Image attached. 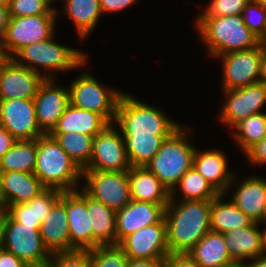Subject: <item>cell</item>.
<instances>
[{"label":"cell","mask_w":266,"mask_h":267,"mask_svg":"<svg viewBox=\"0 0 266 267\" xmlns=\"http://www.w3.org/2000/svg\"><path fill=\"white\" fill-rule=\"evenodd\" d=\"M174 197L164 215L169 253H189L211 230L212 200L177 201Z\"/></svg>","instance_id":"obj_1"},{"label":"cell","mask_w":266,"mask_h":267,"mask_svg":"<svg viewBox=\"0 0 266 267\" xmlns=\"http://www.w3.org/2000/svg\"><path fill=\"white\" fill-rule=\"evenodd\" d=\"M198 32L208 53L216 57L258 47L260 40L243 21L242 14L220 17H198Z\"/></svg>","instance_id":"obj_2"},{"label":"cell","mask_w":266,"mask_h":267,"mask_svg":"<svg viewBox=\"0 0 266 267\" xmlns=\"http://www.w3.org/2000/svg\"><path fill=\"white\" fill-rule=\"evenodd\" d=\"M34 174L47 189L74 191L82 170L50 134L37 138Z\"/></svg>","instance_id":"obj_3"},{"label":"cell","mask_w":266,"mask_h":267,"mask_svg":"<svg viewBox=\"0 0 266 267\" xmlns=\"http://www.w3.org/2000/svg\"><path fill=\"white\" fill-rule=\"evenodd\" d=\"M188 133L180 126L164 140L156 155L145 165L162 182L171 196L176 194L181 177L193 165L196 148L189 144Z\"/></svg>","instance_id":"obj_4"},{"label":"cell","mask_w":266,"mask_h":267,"mask_svg":"<svg viewBox=\"0 0 266 267\" xmlns=\"http://www.w3.org/2000/svg\"><path fill=\"white\" fill-rule=\"evenodd\" d=\"M116 123L122 135L152 136L171 135L180 124L171 121L158 108L123 93L120 97Z\"/></svg>","instance_id":"obj_5"},{"label":"cell","mask_w":266,"mask_h":267,"mask_svg":"<svg viewBox=\"0 0 266 267\" xmlns=\"http://www.w3.org/2000/svg\"><path fill=\"white\" fill-rule=\"evenodd\" d=\"M13 59L18 64L39 74H41L37 71L39 67L49 70L48 72L68 71L87 64L88 60L80 50L54 42L53 36L48 40L25 46Z\"/></svg>","instance_id":"obj_6"},{"label":"cell","mask_w":266,"mask_h":267,"mask_svg":"<svg viewBox=\"0 0 266 267\" xmlns=\"http://www.w3.org/2000/svg\"><path fill=\"white\" fill-rule=\"evenodd\" d=\"M3 249L13 253L28 266L45 267L51 253L45 247L40 226L16 222L7 212L1 216Z\"/></svg>","instance_id":"obj_7"},{"label":"cell","mask_w":266,"mask_h":267,"mask_svg":"<svg viewBox=\"0 0 266 267\" xmlns=\"http://www.w3.org/2000/svg\"><path fill=\"white\" fill-rule=\"evenodd\" d=\"M68 88L71 105L95 112L109 124L114 123L122 92L104 87L87 72L72 81Z\"/></svg>","instance_id":"obj_8"},{"label":"cell","mask_w":266,"mask_h":267,"mask_svg":"<svg viewBox=\"0 0 266 267\" xmlns=\"http://www.w3.org/2000/svg\"><path fill=\"white\" fill-rule=\"evenodd\" d=\"M57 14L10 17L1 42L6 58H13L22 48L54 36Z\"/></svg>","instance_id":"obj_9"},{"label":"cell","mask_w":266,"mask_h":267,"mask_svg":"<svg viewBox=\"0 0 266 267\" xmlns=\"http://www.w3.org/2000/svg\"><path fill=\"white\" fill-rule=\"evenodd\" d=\"M83 190L92 199L115 212L131 201L128 172L82 170Z\"/></svg>","instance_id":"obj_10"},{"label":"cell","mask_w":266,"mask_h":267,"mask_svg":"<svg viewBox=\"0 0 266 267\" xmlns=\"http://www.w3.org/2000/svg\"><path fill=\"white\" fill-rule=\"evenodd\" d=\"M113 124L94 137L90 162L84 170L128 172L132 167L122 133Z\"/></svg>","instance_id":"obj_11"},{"label":"cell","mask_w":266,"mask_h":267,"mask_svg":"<svg viewBox=\"0 0 266 267\" xmlns=\"http://www.w3.org/2000/svg\"><path fill=\"white\" fill-rule=\"evenodd\" d=\"M223 65V88L231 90L262 82L261 44L249 50L217 56Z\"/></svg>","instance_id":"obj_12"},{"label":"cell","mask_w":266,"mask_h":267,"mask_svg":"<svg viewBox=\"0 0 266 267\" xmlns=\"http://www.w3.org/2000/svg\"><path fill=\"white\" fill-rule=\"evenodd\" d=\"M52 73L41 75L6 58L0 65V100H33L45 79H54Z\"/></svg>","instance_id":"obj_13"},{"label":"cell","mask_w":266,"mask_h":267,"mask_svg":"<svg viewBox=\"0 0 266 267\" xmlns=\"http://www.w3.org/2000/svg\"><path fill=\"white\" fill-rule=\"evenodd\" d=\"M118 246L129 259H166L170 253L165 219L128 235Z\"/></svg>","instance_id":"obj_14"},{"label":"cell","mask_w":266,"mask_h":267,"mask_svg":"<svg viewBox=\"0 0 266 267\" xmlns=\"http://www.w3.org/2000/svg\"><path fill=\"white\" fill-rule=\"evenodd\" d=\"M0 125L17 140H31L44 135L38 126L33 100H0Z\"/></svg>","instance_id":"obj_15"},{"label":"cell","mask_w":266,"mask_h":267,"mask_svg":"<svg viewBox=\"0 0 266 267\" xmlns=\"http://www.w3.org/2000/svg\"><path fill=\"white\" fill-rule=\"evenodd\" d=\"M223 92L227 100L222 108L220 119L230 127H234L248 116L261 113L266 103V82L263 81Z\"/></svg>","instance_id":"obj_16"},{"label":"cell","mask_w":266,"mask_h":267,"mask_svg":"<svg viewBox=\"0 0 266 267\" xmlns=\"http://www.w3.org/2000/svg\"><path fill=\"white\" fill-rule=\"evenodd\" d=\"M54 79H45L33 99L40 130L50 134L69 105V88L58 87Z\"/></svg>","instance_id":"obj_17"},{"label":"cell","mask_w":266,"mask_h":267,"mask_svg":"<svg viewBox=\"0 0 266 267\" xmlns=\"http://www.w3.org/2000/svg\"><path fill=\"white\" fill-rule=\"evenodd\" d=\"M66 214L70 252L92 250V228L87 212V194L83 190L66 191Z\"/></svg>","instance_id":"obj_18"},{"label":"cell","mask_w":266,"mask_h":267,"mask_svg":"<svg viewBox=\"0 0 266 267\" xmlns=\"http://www.w3.org/2000/svg\"><path fill=\"white\" fill-rule=\"evenodd\" d=\"M167 205L131 200L116 211L117 245L137 230L159 223L164 218Z\"/></svg>","instance_id":"obj_19"},{"label":"cell","mask_w":266,"mask_h":267,"mask_svg":"<svg viewBox=\"0 0 266 267\" xmlns=\"http://www.w3.org/2000/svg\"><path fill=\"white\" fill-rule=\"evenodd\" d=\"M43 244L48 251L70 252L69 226L66 214V192L61 193V198L53 205L49 214L40 226Z\"/></svg>","instance_id":"obj_20"},{"label":"cell","mask_w":266,"mask_h":267,"mask_svg":"<svg viewBox=\"0 0 266 267\" xmlns=\"http://www.w3.org/2000/svg\"><path fill=\"white\" fill-rule=\"evenodd\" d=\"M227 159L221 150H208L201 152L195 150L193 167L211 184L220 194H225L227 189L235 182V173L228 171Z\"/></svg>","instance_id":"obj_21"},{"label":"cell","mask_w":266,"mask_h":267,"mask_svg":"<svg viewBox=\"0 0 266 267\" xmlns=\"http://www.w3.org/2000/svg\"><path fill=\"white\" fill-rule=\"evenodd\" d=\"M131 200L168 204L171 193L162 182L146 167L132 166L128 170Z\"/></svg>","instance_id":"obj_22"},{"label":"cell","mask_w":266,"mask_h":267,"mask_svg":"<svg viewBox=\"0 0 266 267\" xmlns=\"http://www.w3.org/2000/svg\"><path fill=\"white\" fill-rule=\"evenodd\" d=\"M259 223L249 227L236 228L224 234L228 254L234 262L254 259L263 255V234Z\"/></svg>","instance_id":"obj_23"},{"label":"cell","mask_w":266,"mask_h":267,"mask_svg":"<svg viewBox=\"0 0 266 267\" xmlns=\"http://www.w3.org/2000/svg\"><path fill=\"white\" fill-rule=\"evenodd\" d=\"M0 178L7 206L31 201L46 189L34 173L0 172Z\"/></svg>","instance_id":"obj_24"},{"label":"cell","mask_w":266,"mask_h":267,"mask_svg":"<svg viewBox=\"0 0 266 267\" xmlns=\"http://www.w3.org/2000/svg\"><path fill=\"white\" fill-rule=\"evenodd\" d=\"M61 191L45 189L26 203L8 205L7 213L16 221L27 226H41L53 205L61 198Z\"/></svg>","instance_id":"obj_25"},{"label":"cell","mask_w":266,"mask_h":267,"mask_svg":"<svg viewBox=\"0 0 266 267\" xmlns=\"http://www.w3.org/2000/svg\"><path fill=\"white\" fill-rule=\"evenodd\" d=\"M231 200L255 223L263 222L266 203V179L251 176L241 181Z\"/></svg>","instance_id":"obj_26"},{"label":"cell","mask_w":266,"mask_h":267,"mask_svg":"<svg viewBox=\"0 0 266 267\" xmlns=\"http://www.w3.org/2000/svg\"><path fill=\"white\" fill-rule=\"evenodd\" d=\"M87 212L92 228V249L117 245L116 212L88 195Z\"/></svg>","instance_id":"obj_27"},{"label":"cell","mask_w":266,"mask_h":267,"mask_svg":"<svg viewBox=\"0 0 266 267\" xmlns=\"http://www.w3.org/2000/svg\"><path fill=\"white\" fill-rule=\"evenodd\" d=\"M109 123L99 114L75 107L69 103L51 133L79 132L96 136Z\"/></svg>","instance_id":"obj_28"},{"label":"cell","mask_w":266,"mask_h":267,"mask_svg":"<svg viewBox=\"0 0 266 267\" xmlns=\"http://www.w3.org/2000/svg\"><path fill=\"white\" fill-rule=\"evenodd\" d=\"M200 267H225L234 261L228 254L224 234L208 231L189 252Z\"/></svg>","instance_id":"obj_29"},{"label":"cell","mask_w":266,"mask_h":267,"mask_svg":"<svg viewBox=\"0 0 266 267\" xmlns=\"http://www.w3.org/2000/svg\"><path fill=\"white\" fill-rule=\"evenodd\" d=\"M223 196L225 194L220 193L212 200L210 215L212 231L226 234L233 229L249 227L255 223L232 200L223 202Z\"/></svg>","instance_id":"obj_30"},{"label":"cell","mask_w":266,"mask_h":267,"mask_svg":"<svg viewBox=\"0 0 266 267\" xmlns=\"http://www.w3.org/2000/svg\"><path fill=\"white\" fill-rule=\"evenodd\" d=\"M66 15L73 21L80 38L93 32L102 15L100 0H65Z\"/></svg>","instance_id":"obj_31"},{"label":"cell","mask_w":266,"mask_h":267,"mask_svg":"<svg viewBox=\"0 0 266 267\" xmlns=\"http://www.w3.org/2000/svg\"><path fill=\"white\" fill-rule=\"evenodd\" d=\"M36 153L37 138L17 140L0 159V172L21 171L34 173Z\"/></svg>","instance_id":"obj_32"},{"label":"cell","mask_w":266,"mask_h":267,"mask_svg":"<svg viewBox=\"0 0 266 267\" xmlns=\"http://www.w3.org/2000/svg\"><path fill=\"white\" fill-rule=\"evenodd\" d=\"M170 135L135 136L123 135L131 166H145L159 151Z\"/></svg>","instance_id":"obj_33"},{"label":"cell","mask_w":266,"mask_h":267,"mask_svg":"<svg viewBox=\"0 0 266 267\" xmlns=\"http://www.w3.org/2000/svg\"><path fill=\"white\" fill-rule=\"evenodd\" d=\"M50 135L81 170L89 165L94 136L79 132L50 133Z\"/></svg>","instance_id":"obj_34"},{"label":"cell","mask_w":266,"mask_h":267,"mask_svg":"<svg viewBox=\"0 0 266 267\" xmlns=\"http://www.w3.org/2000/svg\"><path fill=\"white\" fill-rule=\"evenodd\" d=\"M233 128L234 138L244 153L266 136V113H256L241 120Z\"/></svg>","instance_id":"obj_35"},{"label":"cell","mask_w":266,"mask_h":267,"mask_svg":"<svg viewBox=\"0 0 266 267\" xmlns=\"http://www.w3.org/2000/svg\"><path fill=\"white\" fill-rule=\"evenodd\" d=\"M179 188L183 192L181 201L213 200L219 193L192 166L180 179Z\"/></svg>","instance_id":"obj_36"},{"label":"cell","mask_w":266,"mask_h":267,"mask_svg":"<svg viewBox=\"0 0 266 267\" xmlns=\"http://www.w3.org/2000/svg\"><path fill=\"white\" fill-rule=\"evenodd\" d=\"M128 260L118 245L98 246L90 250V267H128Z\"/></svg>","instance_id":"obj_37"},{"label":"cell","mask_w":266,"mask_h":267,"mask_svg":"<svg viewBox=\"0 0 266 267\" xmlns=\"http://www.w3.org/2000/svg\"><path fill=\"white\" fill-rule=\"evenodd\" d=\"M10 17H28L42 14H56L55 7H51L44 0H10Z\"/></svg>","instance_id":"obj_38"},{"label":"cell","mask_w":266,"mask_h":267,"mask_svg":"<svg viewBox=\"0 0 266 267\" xmlns=\"http://www.w3.org/2000/svg\"><path fill=\"white\" fill-rule=\"evenodd\" d=\"M242 17L245 25L260 40L266 29V8L257 0H250L242 12Z\"/></svg>","instance_id":"obj_39"},{"label":"cell","mask_w":266,"mask_h":267,"mask_svg":"<svg viewBox=\"0 0 266 267\" xmlns=\"http://www.w3.org/2000/svg\"><path fill=\"white\" fill-rule=\"evenodd\" d=\"M250 0H211L199 17H220L242 14Z\"/></svg>","instance_id":"obj_40"},{"label":"cell","mask_w":266,"mask_h":267,"mask_svg":"<svg viewBox=\"0 0 266 267\" xmlns=\"http://www.w3.org/2000/svg\"><path fill=\"white\" fill-rule=\"evenodd\" d=\"M45 267H90V250L53 253Z\"/></svg>","instance_id":"obj_41"},{"label":"cell","mask_w":266,"mask_h":267,"mask_svg":"<svg viewBox=\"0 0 266 267\" xmlns=\"http://www.w3.org/2000/svg\"><path fill=\"white\" fill-rule=\"evenodd\" d=\"M245 154L250 163L263 165L266 163V136L250 147Z\"/></svg>","instance_id":"obj_42"},{"label":"cell","mask_w":266,"mask_h":267,"mask_svg":"<svg viewBox=\"0 0 266 267\" xmlns=\"http://www.w3.org/2000/svg\"><path fill=\"white\" fill-rule=\"evenodd\" d=\"M165 262L166 267H200L189 253H170Z\"/></svg>","instance_id":"obj_43"},{"label":"cell","mask_w":266,"mask_h":267,"mask_svg":"<svg viewBox=\"0 0 266 267\" xmlns=\"http://www.w3.org/2000/svg\"><path fill=\"white\" fill-rule=\"evenodd\" d=\"M137 0H100L102 13L121 11L130 5L134 4Z\"/></svg>","instance_id":"obj_44"},{"label":"cell","mask_w":266,"mask_h":267,"mask_svg":"<svg viewBox=\"0 0 266 267\" xmlns=\"http://www.w3.org/2000/svg\"><path fill=\"white\" fill-rule=\"evenodd\" d=\"M22 260L17 258L13 253L6 251L5 249L0 250V267H27Z\"/></svg>","instance_id":"obj_45"},{"label":"cell","mask_w":266,"mask_h":267,"mask_svg":"<svg viewBox=\"0 0 266 267\" xmlns=\"http://www.w3.org/2000/svg\"><path fill=\"white\" fill-rule=\"evenodd\" d=\"M17 139L0 125V159L14 145Z\"/></svg>","instance_id":"obj_46"},{"label":"cell","mask_w":266,"mask_h":267,"mask_svg":"<svg viewBox=\"0 0 266 267\" xmlns=\"http://www.w3.org/2000/svg\"><path fill=\"white\" fill-rule=\"evenodd\" d=\"M128 267H166L165 259H129Z\"/></svg>","instance_id":"obj_47"},{"label":"cell","mask_w":266,"mask_h":267,"mask_svg":"<svg viewBox=\"0 0 266 267\" xmlns=\"http://www.w3.org/2000/svg\"><path fill=\"white\" fill-rule=\"evenodd\" d=\"M10 15L9 8L0 6V42H2L8 23H9Z\"/></svg>","instance_id":"obj_48"},{"label":"cell","mask_w":266,"mask_h":267,"mask_svg":"<svg viewBox=\"0 0 266 267\" xmlns=\"http://www.w3.org/2000/svg\"><path fill=\"white\" fill-rule=\"evenodd\" d=\"M250 263H246V267H266V255H260L254 259H252Z\"/></svg>","instance_id":"obj_49"},{"label":"cell","mask_w":266,"mask_h":267,"mask_svg":"<svg viewBox=\"0 0 266 267\" xmlns=\"http://www.w3.org/2000/svg\"><path fill=\"white\" fill-rule=\"evenodd\" d=\"M262 54V81L266 82V44H261Z\"/></svg>","instance_id":"obj_50"},{"label":"cell","mask_w":266,"mask_h":267,"mask_svg":"<svg viewBox=\"0 0 266 267\" xmlns=\"http://www.w3.org/2000/svg\"><path fill=\"white\" fill-rule=\"evenodd\" d=\"M7 208L8 206L2 193V185H1V178H0V214L3 215L4 213H6Z\"/></svg>","instance_id":"obj_51"},{"label":"cell","mask_w":266,"mask_h":267,"mask_svg":"<svg viewBox=\"0 0 266 267\" xmlns=\"http://www.w3.org/2000/svg\"><path fill=\"white\" fill-rule=\"evenodd\" d=\"M3 249V229H2V223L0 219V250Z\"/></svg>","instance_id":"obj_52"},{"label":"cell","mask_w":266,"mask_h":267,"mask_svg":"<svg viewBox=\"0 0 266 267\" xmlns=\"http://www.w3.org/2000/svg\"><path fill=\"white\" fill-rule=\"evenodd\" d=\"M262 234H263V252L264 255H266V229L262 231Z\"/></svg>","instance_id":"obj_53"},{"label":"cell","mask_w":266,"mask_h":267,"mask_svg":"<svg viewBox=\"0 0 266 267\" xmlns=\"http://www.w3.org/2000/svg\"><path fill=\"white\" fill-rule=\"evenodd\" d=\"M6 59V56L3 52V49H2V44L0 42V65L2 64V62Z\"/></svg>","instance_id":"obj_54"},{"label":"cell","mask_w":266,"mask_h":267,"mask_svg":"<svg viewBox=\"0 0 266 267\" xmlns=\"http://www.w3.org/2000/svg\"><path fill=\"white\" fill-rule=\"evenodd\" d=\"M225 267H246V265H245V262H243V263L234 262V263H232L228 266H225Z\"/></svg>","instance_id":"obj_55"},{"label":"cell","mask_w":266,"mask_h":267,"mask_svg":"<svg viewBox=\"0 0 266 267\" xmlns=\"http://www.w3.org/2000/svg\"><path fill=\"white\" fill-rule=\"evenodd\" d=\"M10 0H0V6L8 7Z\"/></svg>","instance_id":"obj_56"},{"label":"cell","mask_w":266,"mask_h":267,"mask_svg":"<svg viewBox=\"0 0 266 267\" xmlns=\"http://www.w3.org/2000/svg\"><path fill=\"white\" fill-rule=\"evenodd\" d=\"M260 43L261 44H266V29H265L264 36L260 39Z\"/></svg>","instance_id":"obj_57"},{"label":"cell","mask_w":266,"mask_h":267,"mask_svg":"<svg viewBox=\"0 0 266 267\" xmlns=\"http://www.w3.org/2000/svg\"><path fill=\"white\" fill-rule=\"evenodd\" d=\"M264 8H266V0H257Z\"/></svg>","instance_id":"obj_58"},{"label":"cell","mask_w":266,"mask_h":267,"mask_svg":"<svg viewBox=\"0 0 266 267\" xmlns=\"http://www.w3.org/2000/svg\"><path fill=\"white\" fill-rule=\"evenodd\" d=\"M263 222H266V203H265V209H264V213H263Z\"/></svg>","instance_id":"obj_59"},{"label":"cell","mask_w":266,"mask_h":267,"mask_svg":"<svg viewBox=\"0 0 266 267\" xmlns=\"http://www.w3.org/2000/svg\"><path fill=\"white\" fill-rule=\"evenodd\" d=\"M44 1H46L50 6L52 5V2L54 1V0H44Z\"/></svg>","instance_id":"obj_60"}]
</instances>
